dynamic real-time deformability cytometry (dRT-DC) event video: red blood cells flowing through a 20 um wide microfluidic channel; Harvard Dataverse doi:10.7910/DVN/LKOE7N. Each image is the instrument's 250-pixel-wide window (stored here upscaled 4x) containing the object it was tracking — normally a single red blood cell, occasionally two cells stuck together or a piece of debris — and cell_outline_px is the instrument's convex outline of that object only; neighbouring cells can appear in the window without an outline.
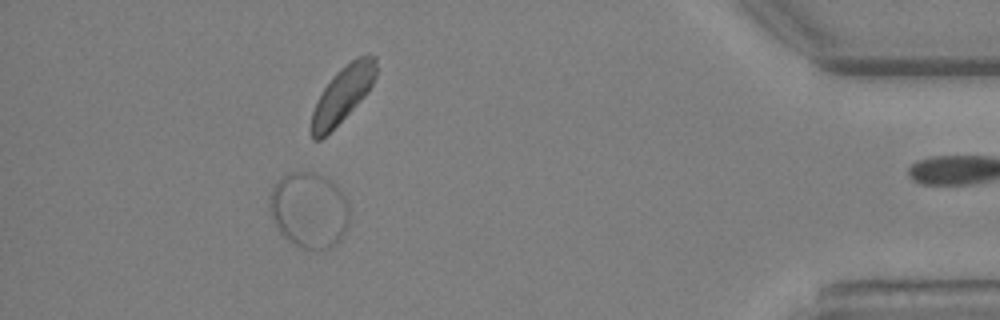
{"species": "Egyptian fruit bat (a non-hibernating species)", "species_latin": "Rousettus aegyptiacus", "temperature_condition": "warm", "stored_images_in_passage": 24, "segment_of_instrument_passage": [1, 2], "camera_frame_rate_fps": 3000, "um_per_image_px": 0.085, "animal": {"sex": "female"}, "frame": {"image": 1, "passage_image": 21, "time_ms": 6.667, "image_size_px": [1000, 320], "cell_outline_px": [[348, 228], [340, 240], [328, 248], [300, 248], [284, 236], [280, 232], [272, 220], [268, 208], [268, 196], [272, 188], [288, 172], [316, 172], [324, 176], [336, 184], [344, 192], [348, 200]], "centroid_in_image_um": [26.27, 17.83], "position_along_channel_um": 408.9, "area_um2": 35.49}}